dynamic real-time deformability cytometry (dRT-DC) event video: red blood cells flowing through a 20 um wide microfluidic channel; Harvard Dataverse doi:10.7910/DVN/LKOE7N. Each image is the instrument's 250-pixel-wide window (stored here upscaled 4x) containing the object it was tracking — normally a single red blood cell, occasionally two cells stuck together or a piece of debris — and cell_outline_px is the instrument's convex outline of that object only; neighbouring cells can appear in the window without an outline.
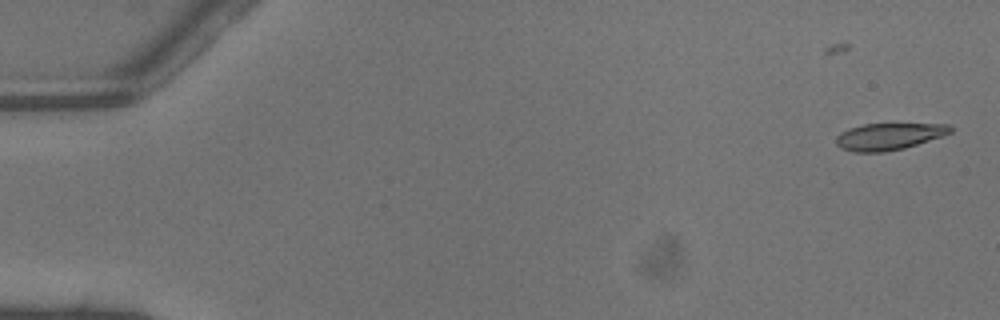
{"species": "common noctule bat (a hibernating species)", "species_latin": "Nyctalus noctula", "temperature_condition": "warm", "stored_images_in_passage": 36, "camera_frame_rate_fps": 3000, "um_per_image_px": 0.085, "animal": {"sex": "male", "body_mass_g": 13.3}, "frame": {"image": 1, "passage_image": 1, "time_ms": 0.0, "image_size_px": [1000, 320], "cell_outline_px": [[952, 132], [944, 136], [904, 148], [884, 152], [852, 152], [840, 148], [836, 144], [836, 136], [840, 132], [848, 128], [864, 124], [948, 124], [952, 128]], "centroid_in_image_um": [75.53, 11.6], "position_along_channel_um": 9.5, "area_um2": 17.98}}
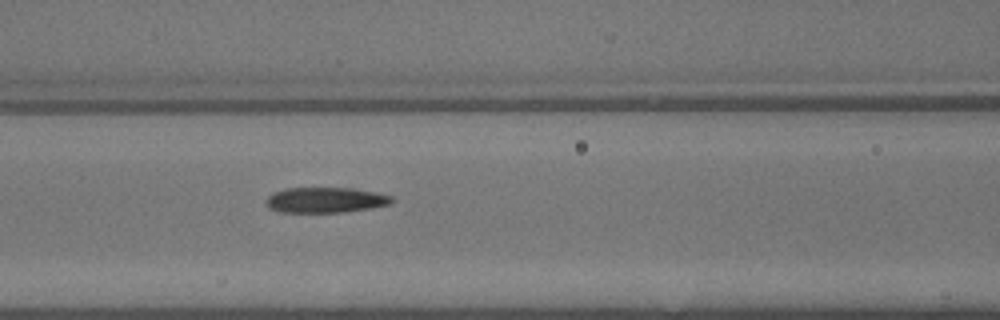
{"frame": {"image": 2, "passage_image": 20, "time_ms": 6.333, "image_size_px": [1000, 320], "cell_outline_px": [[396, 200], [392, 204], [372, 208], [340, 212], [280, 212], [268, 208], [264, 200], [272, 192], [284, 188], [352, 188], [392, 196]], "centroid_in_image_um": [27.64, 17.0], "position_along_channel_um": 139.0, "area_um2": 18.79}}
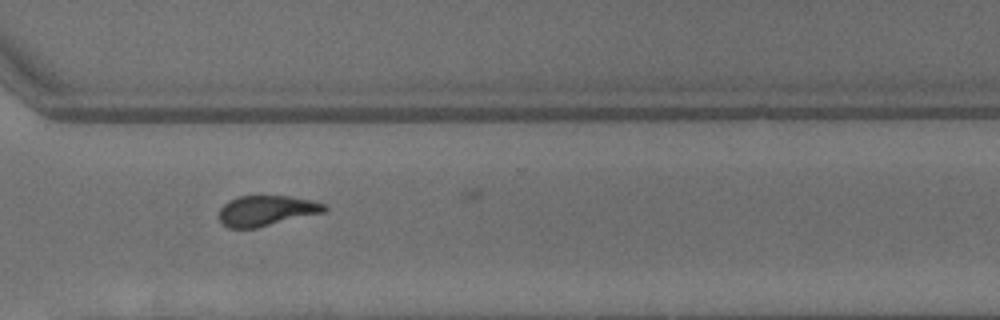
{"frame": {"image": 3, "passage_image": 34, "time_ms": 11.0, "image_size_px": [1000, 320], "cell_outline_px": [[328, 208], [324, 212], [256, 228], [228, 228], [220, 220], [220, 208], [228, 200], [240, 196], [288, 196], [312, 200], [324, 204]], "centroid_in_image_um": [22.64, 17.9], "position_along_channel_um": 348.0, "area_um2": 18.5}}